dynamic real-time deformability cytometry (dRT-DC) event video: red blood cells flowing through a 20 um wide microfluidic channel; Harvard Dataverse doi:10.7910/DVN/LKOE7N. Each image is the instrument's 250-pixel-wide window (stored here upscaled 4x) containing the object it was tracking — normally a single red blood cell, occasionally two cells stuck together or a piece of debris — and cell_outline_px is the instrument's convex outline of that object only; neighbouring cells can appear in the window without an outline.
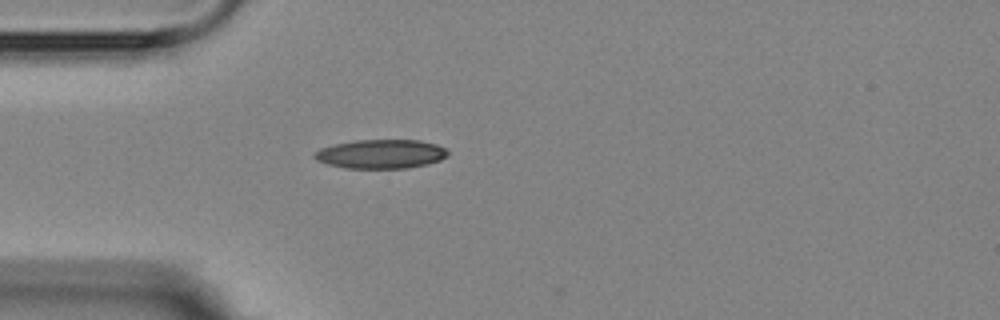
{"species": "Egyptian fruit bat (a non-hibernating species)", "species_latin": "Rousettus aegyptiacus", "temperature_condition": "room temperature", "stored_images_in_passage": 1, "camera_frame_rate_fps": 3000, "um_per_image_px": 0.085, "animal": {"sex": "female"}, "frame": {"image": 1, "passage_image": 1, "time_ms": 0.0, "image_size_px": [1000, 320], "cell_outline_px": [[448, 156], [440, 160], [428, 164], [408, 168], [344, 168], [328, 164], [316, 160], [312, 156], [312, 152], [320, 148], [336, 144], [356, 140], [420, 140], [436, 144], [444, 148], [448, 152]], "centroid_in_image_um": [32.36, 13.09], "position_along_channel_um": 52.6, "area_um2": 22.66}}